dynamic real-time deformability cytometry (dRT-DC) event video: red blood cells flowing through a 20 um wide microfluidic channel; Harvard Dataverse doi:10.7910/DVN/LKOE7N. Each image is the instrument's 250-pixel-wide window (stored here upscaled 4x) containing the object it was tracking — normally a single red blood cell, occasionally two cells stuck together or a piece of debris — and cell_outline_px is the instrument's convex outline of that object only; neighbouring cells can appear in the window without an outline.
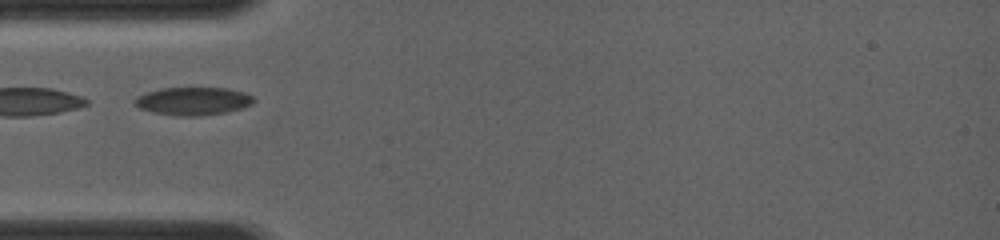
{"species": "common noctule bat (a hibernating species)", "species_latin": "Nyctalus noctula", "temperature_condition": "room temperature", "stored_images_in_passage": 28, "camera_frame_rate_fps": 4000, "um_per_image_px": 0.085, "animal": {"sex": "female", "body_mass_g": 19.0, "forearm_length_mm": 56.7}, "frame": {"image": 1, "passage_image": 1, "time_ms": 0.0, "image_size_px": [1000, 240], "cell_outline_px": [[256, 100], [252, 104], [228, 112], [196, 116], [176, 116], [152, 112], [140, 108], [132, 104], [132, 100], [136, 96], [160, 88], [228, 88], [244, 92], [252, 96]], "centroid_in_image_um": [16.38, 8.59], "position_along_channel_um": 68.6, "area_um2": 19.54}}
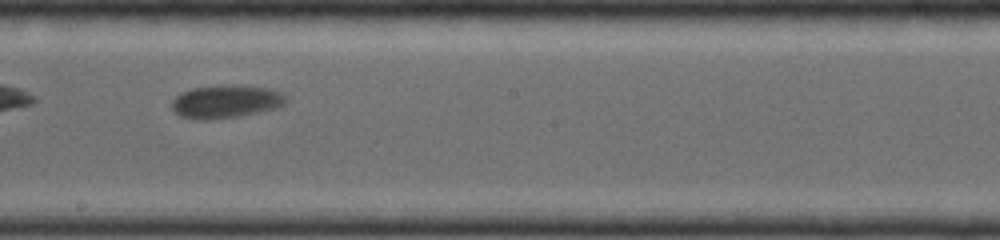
{"frame": {"image": 2, "passage_image": 12, "time_ms": 3.75, "image_size_px": [1000, 240], "cell_outline_px": [[288, 100], [284, 104], [272, 108], [256, 112], [236, 116], [180, 116], [172, 108], [172, 100], [176, 96], [192, 88], [268, 88], [280, 92], [288, 96]], "centroid_in_image_um": [19.25, 8.62], "position_along_channel_um": 229.0, "area_um2": 19.71}}
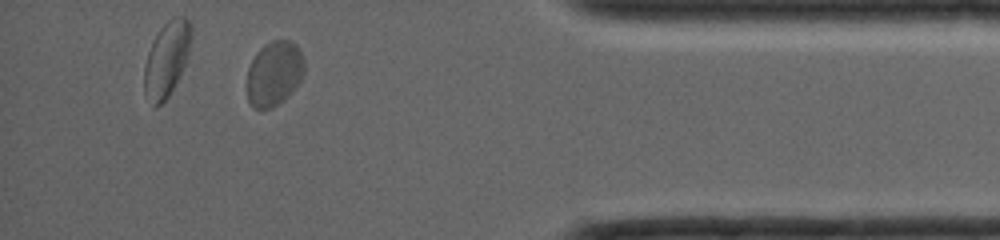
{"frame": {"image": 3, "passage_image": 26, "time_ms": 8.5, "image_size_px": [1000, 240], "cell_outline_px": [[304, 72], [300, 80], [288, 96], [284, 100], [272, 108], [252, 108], [248, 100], [248, 68], [256, 52], [264, 44], [272, 40], [288, 40], [296, 44], [304, 60]], "centroid_in_image_um": [23.3, 6.24], "position_along_channel_um": 411.9, "area_um2": 21.56}}